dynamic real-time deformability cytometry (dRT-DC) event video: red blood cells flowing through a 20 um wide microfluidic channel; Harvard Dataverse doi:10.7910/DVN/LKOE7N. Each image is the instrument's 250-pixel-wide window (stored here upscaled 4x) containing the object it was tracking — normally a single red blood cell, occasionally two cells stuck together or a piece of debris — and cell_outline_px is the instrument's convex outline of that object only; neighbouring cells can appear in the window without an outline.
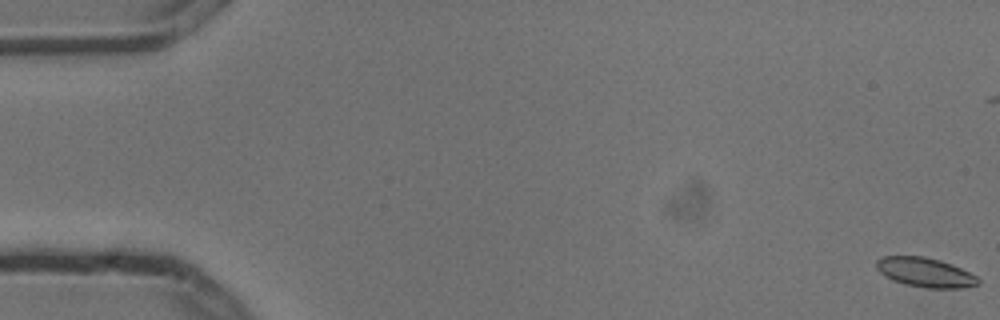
{"species": "common noctule bat (a hibernating species)", "species_latin": "Nyctalus noctula", "temperature_condition": "cold", "stored_images_in_passage": 10, "camera_frame_rate_fps": 3000, "um_per_image_px": 0.085, "animal": {"sex": "male", "body_mass_g": 13.3}, "frame": {"image": 1, "passage_image": 1, "time_ms": 0.0, "image_size_px": [1000, 320], "cell_outline_px": [[980, 284], [960, 288], [928, 288], [904, 284], [892, 280], [884, 276], [876, 268], [876, 260], [884, 256], [924, 256], [940, 260], [960, 268], [976, 276], [980, 280]], "centroid_in_image_um": [78.62, 23.15], "position_along_channel_um": 6.4, "area_um2": 17.4}}
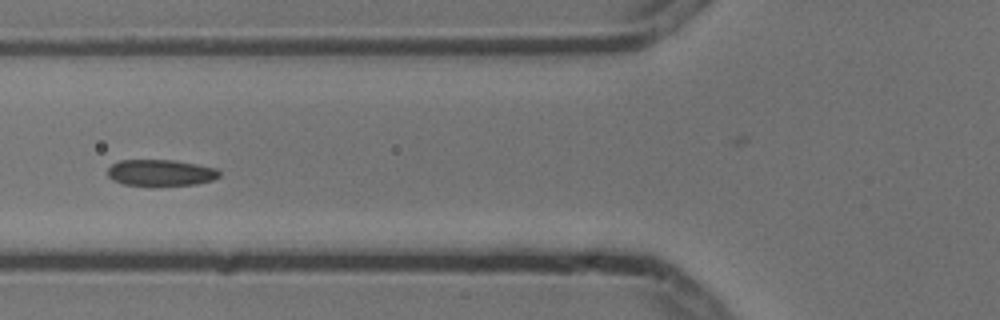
{"frame": {"image": 2, "passage_image": 7, "time_ms": 2.0, "image_size_px": [1000, 320], "cell_outline_px": [[220, 176], [212, 180], [196, 184], [156, 188], [124, 184], [112, 180], [108, 176], [108, 168], [112, 164], [120, 160], [176, 160], [216, 168], [220, 172]], "centroid_in_image_um": [13.65, 14.72], "position_along_channel_um": 112.2, "area_um2": 17.8}}
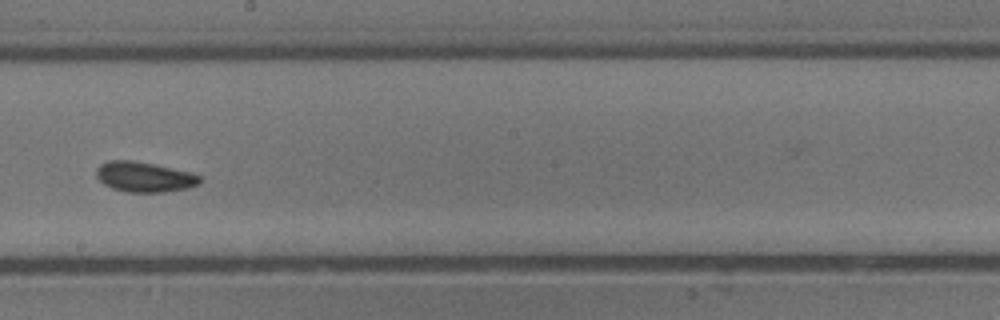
{"frame": {"image": 3, "passage_image": 10, "time_ms": 3.0, "image_size_px": [1000, 320], "cell_outline_px": [[200, 184], [188, 188], [164, 192], [128, 192], [112, 188], [104, 184], [96, 176], [96, 168], [100, 164], [108, 160], [132, 160], [192, 172], [200, 176]], "centroid_in_image_um": [12.26, 15.03], "position_along_channel_um": 235.9, "area_um2": 18.21}}